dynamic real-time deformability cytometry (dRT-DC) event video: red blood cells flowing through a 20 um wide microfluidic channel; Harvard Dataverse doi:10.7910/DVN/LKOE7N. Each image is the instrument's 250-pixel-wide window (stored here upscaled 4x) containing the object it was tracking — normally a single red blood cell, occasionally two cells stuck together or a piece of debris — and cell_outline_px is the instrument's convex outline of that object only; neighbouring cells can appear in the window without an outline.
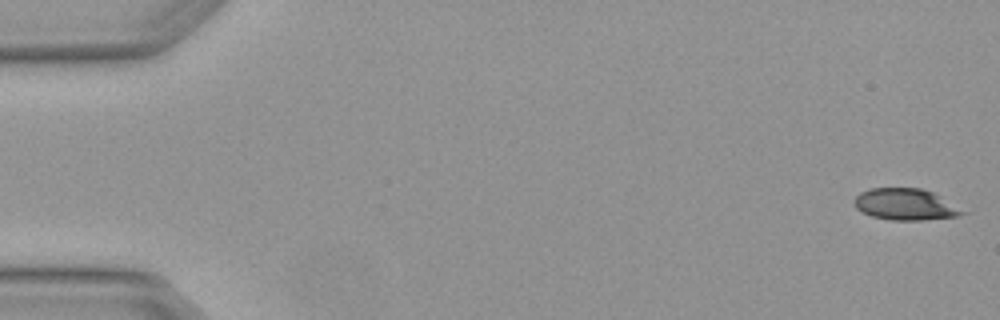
{"species": "Egyptian fruit bat (a non-hibernating species)", "species_latin": "Rousettus aegyptiacus", "temperature_condition": "warm", "stored_images_in_passage": 6, "camera_frame_rate_fps": 3000, "um_per_image_px": 0.085, "animal": {"sex": "female"}, "frame": {"image": 1, "passage_image": 1, "time_ms": 0.0, "image_size_px": [1000, 320], "cell_outline_px": [[972, 212], [956, 216], [924, 220], [888, 220], [872, 216], [860, 212], [856, 208], [856, 196], [860, 192], [872, 188], [920, 188], [932, 192]], "centroid_in_image_um": [77.03, 17.38], "position_along_channel_um": 8.0, "area_um2": 20.06}}
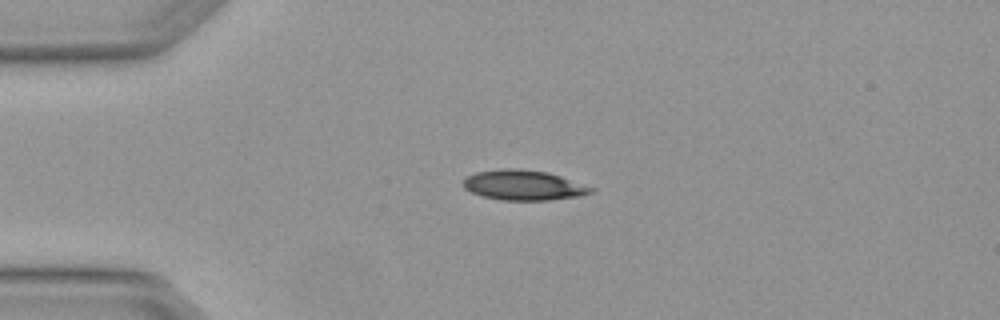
{"frame": {"image": 2, "passage_image": 4, "time_ms": 1.0, "image_size_px": [1000, 320], "cell_outline_px": [[596, 188], [592, 192], [580, 196], [548, 200], [500, 200], [480, 196], [464, 188], [464, 180], [468, 176], [476, 172], [500, 168], [516, 168], [548, 172]], "centroid_in_image_um": [44.5, 15.74], "position_along_channel_um": 40.5, "area_um2": 22.43}}
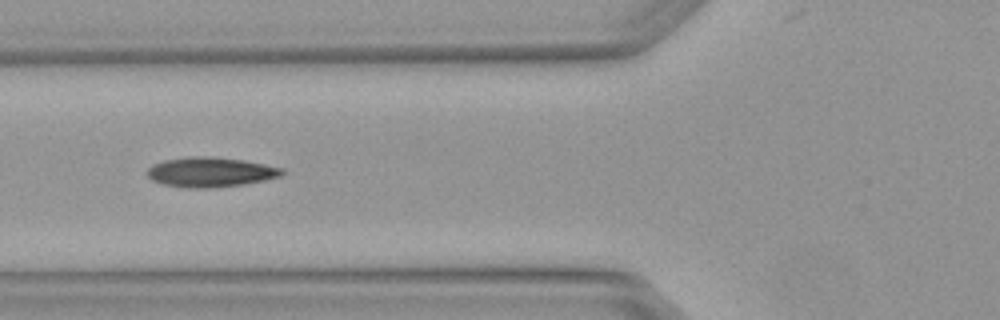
{"frame": {"image": 3, "passage_image": 6, "time_ms": 1.667, "image_size_px": [1000, 320], "cell_outline_px": [[288, 172], [280, 176], [264, 180], [244, 184], [208, 188], [188, 188], [164, 184], [152, 180], [148, 176], [148, 168], [152, 164], [164, 160], [188, 156], [208, 156], [244, 160], [284, 168]], "centroid_in_image_um": [17.91, 14.62], "position_along_channel_um": 107.9, "area_um2": 23.47}}